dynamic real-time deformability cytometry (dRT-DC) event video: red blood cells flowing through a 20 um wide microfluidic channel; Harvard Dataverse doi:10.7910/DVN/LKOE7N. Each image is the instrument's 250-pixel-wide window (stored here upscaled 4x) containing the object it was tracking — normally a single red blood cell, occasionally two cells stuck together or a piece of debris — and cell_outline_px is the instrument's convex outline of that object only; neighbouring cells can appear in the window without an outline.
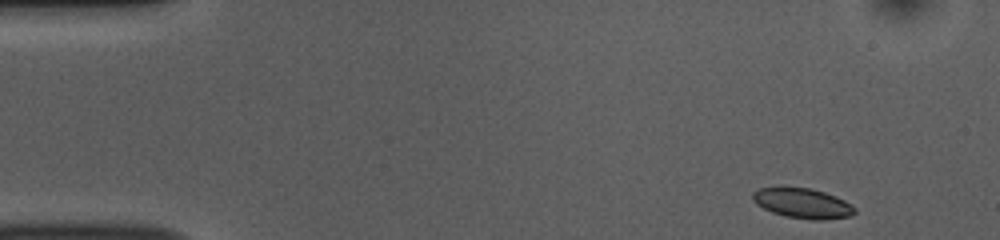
{"species": "common noctule bat (a hibernating species)", "species_latin": "Nyctalus noctula", "temperature_condition": "room temperature", "stored_images_in_passage": 49, "camera_frame_rate_fps": 3000, "um_per_image_px": 0.085, "animal": {"sex": "female", "body_mass_g": 10.0, "forearm_length_mm": 53.1}, "frame": {"image": 1, "passage_image": 1, "time_ms": 0.0, "image_size_px": [1000, 240], "cell_outline_px": [[856, 212], [852, 216], [824, 220], [812, 220], [784, 216], [772, 212], [756, 204], [752, 200], [752, 192], [760, 188], [808, 188], [824, 192], [836, 196], [844, 200], [856, 208]], "centroid_in_image_um": [68.24, 17.3], "position_along_channel_um": 16.8, "area_um2": 17.8}}
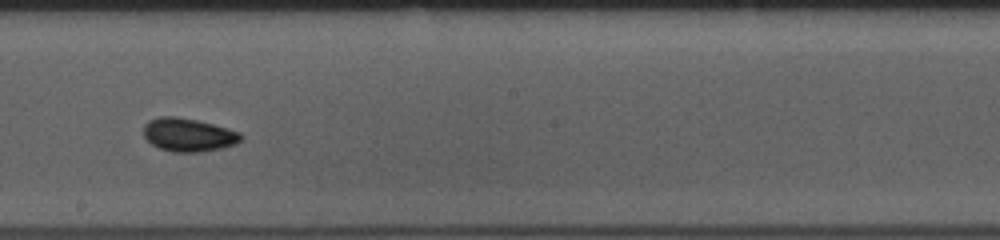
{"frame": {"image": 2, "passage_image": 26, "time_ms": 8.333, "image_size_px": [1000, 240], "cell_outline_px": [[244, 136], [236, 144], [224, 148], [200, 152], [172, 152], [160, 148], [152, 144], [144, 136], [144, 124], [148, 120], [160, 116], [176, 116], [196, 120], [228, 128], [240, 132]], "centroid_in_image_um": [16.03, 11.46], "position_along_channel_um": 232.2, "area_um2": 19.02}}
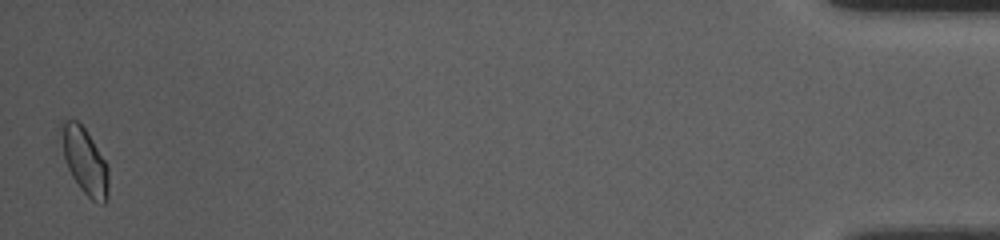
{"frame": {"image": 3, "passage_image": 49, "time_ms": 16.0, "image_size_px": [1000, 240], "cell_outline_px": [[108, 196], [104, 204], [92, 200], [80, 188], [72, 176], [64, 160], [56, 128], [60, 120], [76, 120], [84, 128], [92, 140], [104, 160], [108, 168]], "centroid_in_image_um": [7.11, 13.61], "position_along_channel_um": 428.1, "area_um2": 18.55}, "authors_computed_cell_mechanics": {"area_um2": 17.6868, "velocity_mm_per_s": 3.7321, "shape_relaxation_time_tau1_ms": 3.6277, "shape_relaxation_time_tau2_ms": 2.187, "deformation_change_tau1": 0.0819, "deformation_change_tau2": 0.0504}}